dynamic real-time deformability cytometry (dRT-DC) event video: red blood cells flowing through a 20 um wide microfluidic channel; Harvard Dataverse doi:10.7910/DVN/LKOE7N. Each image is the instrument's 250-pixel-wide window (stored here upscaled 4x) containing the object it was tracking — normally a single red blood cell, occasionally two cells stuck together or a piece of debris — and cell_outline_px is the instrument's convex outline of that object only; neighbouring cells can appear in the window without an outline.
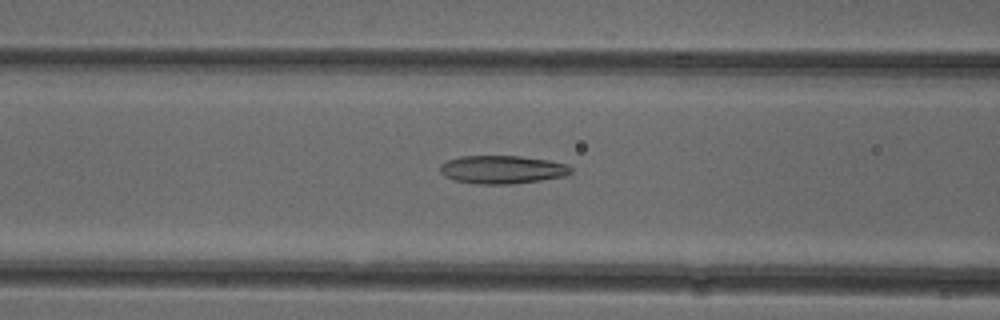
{"species": "common noctule bat (a hibernating species)", "species_latin": "Nyctalus noctula", "temperature_condition": "cold", "stored_images_in_passage": 44, "camera_frame_rate_fps": 3000, "um_per_image_px": 0.085, "animal": {"sex": "female"}, "frame": {"image": 1, "passage_image": 21, "time_ms": 6.667, "image_size_px": [1000, 320], "cell_outline_px": [[572, 172], [568, 176], [512, 184], [476, 184], [456, 180], [444, 176], [440, 172], [440, 164], [448, 160], [460, 156], [520, 156], [548, 160], [568, 164], [572, 168]], "centroid_in_image_um": [42.72, 14.41], "position_along_channel_um": 123.9, "area_um2": 21.62}}
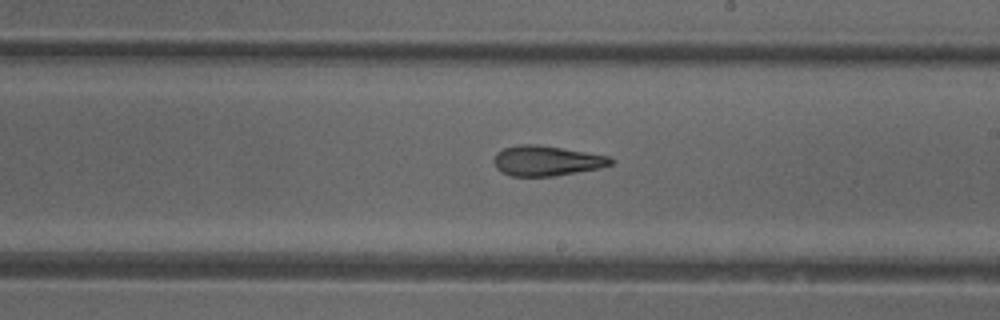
{"frame": {"image": 2, "passage_image": 30, "time_ms": 9.667, "image_size_px": [1000, 320], "cell_outline_px": [[616, 160], [612, 164], [600, 168], [552, 176], [512, 176], [500, 172], [496, 168], [492, 160], [496, 152], [504, 148], [516, 144], [536, 144], [608, 156]], "centroid_in_image_um": [46.41, 13.66], "position_along_channel_um": 242.6, "area_um2": 20.52}}
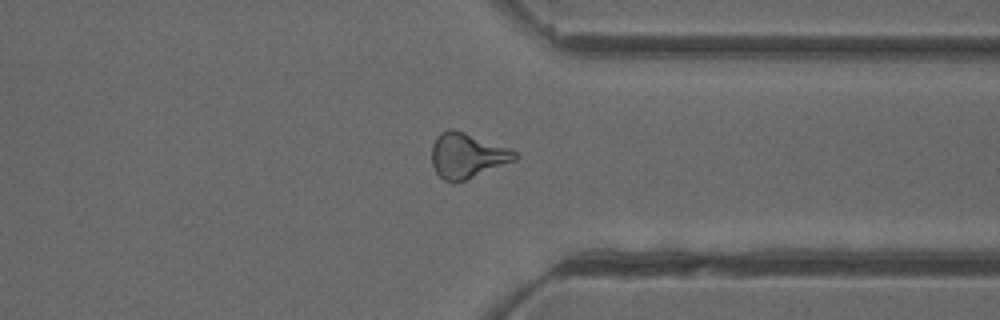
{"frame": {"image": 3, "passage_image": 40, "time_ms": 13.0, "image_size_px": [1000, 320], "cell_outline_px": [[520, 156], [516, 160], [456, 184], [452, 184], [444, 180], [436, 172], [432, 164], [432, 144], [436, 136], [440, 132], [448, 128], [452, 128], [512, 148]], "centroid_in_image_um": [39.71, 13.23], "position_along_channel_um": 371.7, "area_um2": 22.25}}